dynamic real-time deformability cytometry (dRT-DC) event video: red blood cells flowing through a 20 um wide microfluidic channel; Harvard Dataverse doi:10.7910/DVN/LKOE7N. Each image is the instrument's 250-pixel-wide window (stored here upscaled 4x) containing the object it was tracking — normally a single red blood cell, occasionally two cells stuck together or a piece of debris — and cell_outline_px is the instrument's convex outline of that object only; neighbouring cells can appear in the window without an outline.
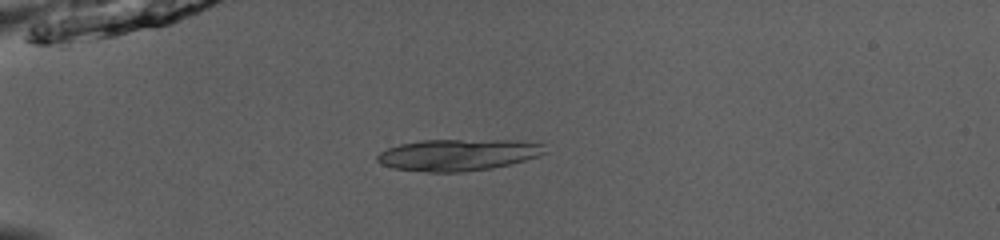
{"species": "common noctule bat (a hibernating species)", "species_latin": "Nyctalus noctula", "temperature_condition": "room temperature", "stored_images_in_passage": 43, "camera_frame_rate_fps": 3000, "um_per_image_px": 0.085, "animal": {"sex": "male", "body_mass_g": 13.0, "forearm_length_mm": 53.1}, "frame": {"image": 1, "passage_image": 7, "time_ms": 2.0, "image_size_px": [1000, 240], "cell_outline_px": [[548, 152], [524, 160], [492, 168], [464, 172], [428, 172], [392, 168], [380, 164], [376, 160], [376, 156], [380, 152], [388, 148], [400, 144], [420, 140], [516, 140], [544, 144]], "centroid_in_image_um": [38.91, 13.16], "position_along_channel_um": 46.1, "area_um2": 30.98}}